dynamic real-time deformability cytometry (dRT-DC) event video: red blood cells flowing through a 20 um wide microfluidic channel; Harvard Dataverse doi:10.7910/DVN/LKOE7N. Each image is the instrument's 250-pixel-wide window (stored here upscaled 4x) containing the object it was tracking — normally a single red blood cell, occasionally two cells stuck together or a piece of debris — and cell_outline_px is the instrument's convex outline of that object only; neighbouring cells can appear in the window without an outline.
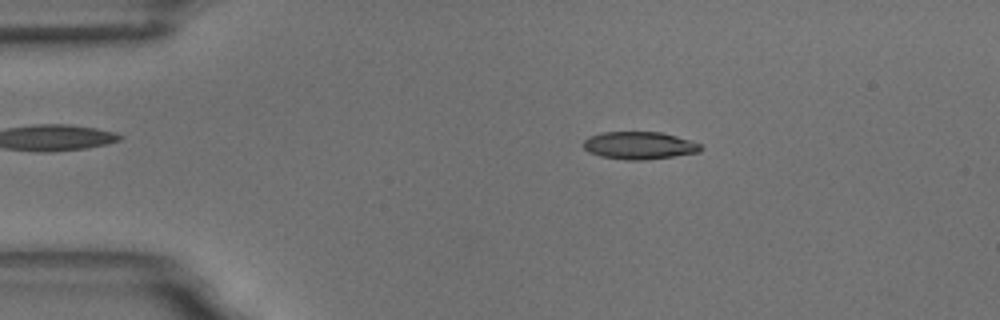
{"species": "common noctule bat (a hibernating species)", "species_latin": "Nyctalus noctula", "temperature_condition": "room temperature", "stored_images_in_passage": 10, "camera_frame_rate_fps": 3000, "um_per_image_px": 0.085, "animal": {"sex": "male", "body_mass_g": 18.8}, "frame": {"image": 1, "passage_image": 2, "time_ms": 1.333, "image_size_px": [1000, 320], "cell_outline_px": [[704, 148], [700, 152], [644, 160], [624, 160], [600, 156], [588, 152], [584, 148], [584, 140], [588, 136], [604, 132], [660, 132], [676, 136], [700, 144]], "centroid_in_image_um": [54.32, 12.37], "position_along_channel_um": 30.7, "area_um2": 18.79}}
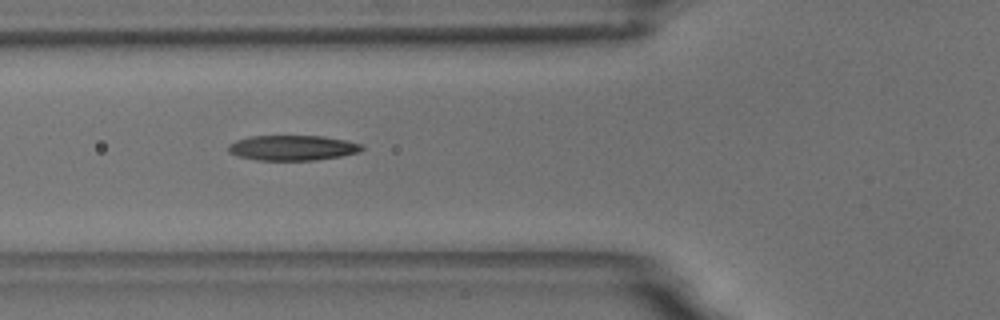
{"frame": {"image": 2, "passage_image": 5, "time_ms": 4.667, "image_size_px": [1000, 320], "cell_outline_px": [[364, 148], [360, 152], [340, 156], [316, 160], [256, 160], [236, 156], [228, 152], [228, 144], [236, 140], [248, 136], [324, 136], [348, 140], [360, 144]], "centroid_in_image_um": [24.84, 12.56], "position_along_channel_um": 101.0, "area_um2": 19.77}}
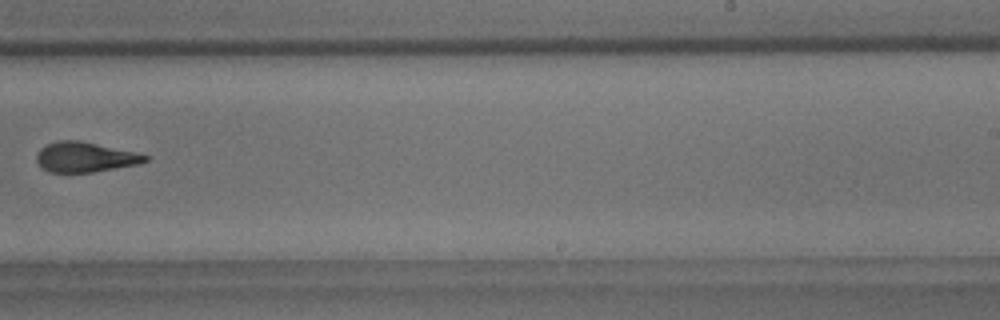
{"frame": {"image": 3, "passage_image": 9, "time_ms": 9.667, "image_size_px": [1000, 320], "cell_outline_px": [[148, 160], [140, 164], [92, 172], [48, 172], [36, 160], [36, 156], [40, 148], [56, 140], [80, 140], [136, 152], [148, 156]], "centroid_in_image_um": [7.24, 13.34], "position_along_channel_um": 281.8, "area_um2": 18.96}}